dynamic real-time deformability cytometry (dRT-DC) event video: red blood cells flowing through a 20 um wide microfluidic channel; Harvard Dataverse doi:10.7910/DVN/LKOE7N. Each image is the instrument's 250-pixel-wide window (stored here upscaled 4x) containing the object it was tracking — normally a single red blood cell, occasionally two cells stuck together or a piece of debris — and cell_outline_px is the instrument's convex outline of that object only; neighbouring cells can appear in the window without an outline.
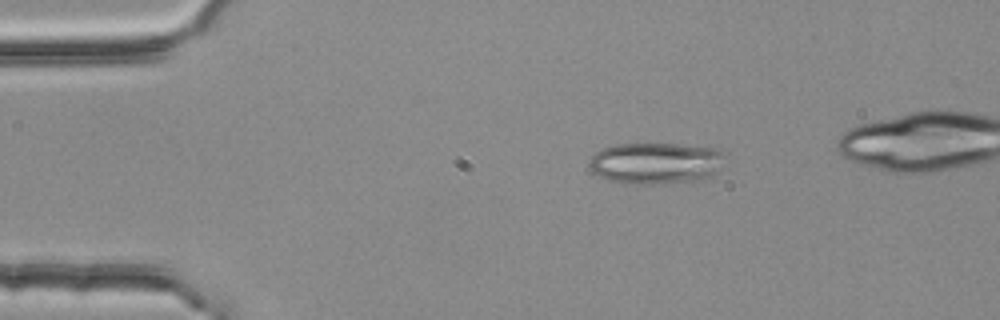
{"species": "common noctule bat (a hibernating species)", "species_latin": "Nyctalus noctula", "temperature_condition": "room temperature", "stored_images_in_passage": 42, "camera_frame_rate_fps": 3000, "um_per_image_px": 0.085, "animal": {"sex": "female", "body_mass_g": 25.1}, "frame": {"image": 1, "passage_image": 2, "time_ms": 0.333, "image_size_px": [1000, 320], "cell_outline_px": [[724, 156], [712, 172], [708, 176], [696, 180], [644, 184], [624, 184], [608, 180], [592, 172], [588, 164], [588, 160], [600, 148], [616, 144], [680, 144], [720, 148], [724, 152]], "centroid_in_image_um": [55.64, 13.84], "position_along_channel_um": 29.4, "area_um2": 32.54}}
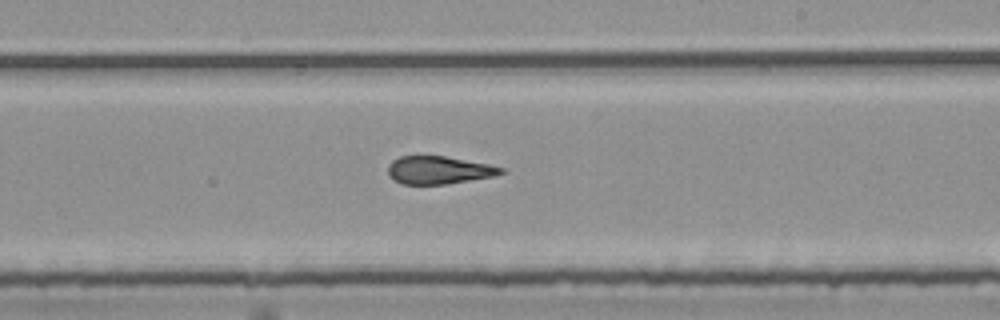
{"frame": {"image": 2, "passage_image": 24, "time_ms": 7.667, "image_size_px": [1000, 320], "cell_outline_px": [[504, 172], [496, 176], [444, 184], [400, 184], [388, 172], [388, 164], [392, 160], [400, 156], [444, 156], [488, 164], [504, 168]], "centroid_in_image_um": [37.3, 14.45], "position_along_channel_um": 251.7, "area_um2": 18.15}}
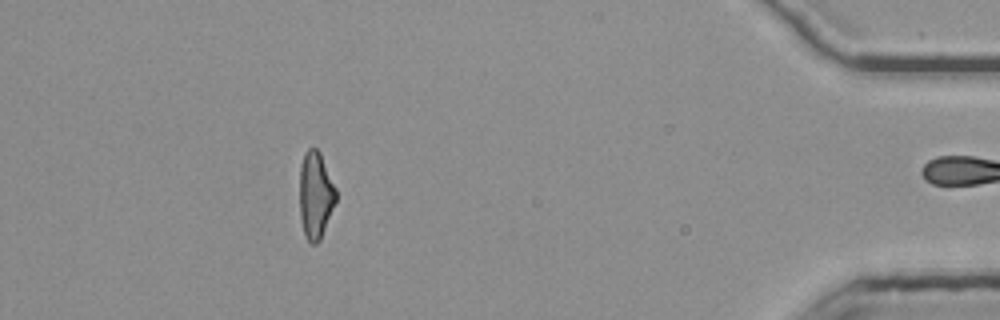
{"frame": {"image": 3, "passage_image": 41, "time_ms": 13.333, "image_size_px": [1000, 320], "cell_outline_px": [[336, 200], [320, 240], [316, 244], [312, 244], [304, 236], [300, 216], [300, 164], [304, 152], [308, 148], [316, 148], [320, 152], [336, 188]], "centroid_in_image_um": [26.81, 16.57], "position_along_channel_um": 408.4, "area_um2": 18.44}, "authors_computed_cell_mechanics": {"area_um2": 19.4786, "velocity_mm_per_s": 3.8053, "shape_relaxation_time_tau1_ms": 10.7021, "shape_relaxation_time_tau2_ms": 1.9679, "deformation_change_tau1": 0.2789, "deformation_change_tau2": 0.1282}}